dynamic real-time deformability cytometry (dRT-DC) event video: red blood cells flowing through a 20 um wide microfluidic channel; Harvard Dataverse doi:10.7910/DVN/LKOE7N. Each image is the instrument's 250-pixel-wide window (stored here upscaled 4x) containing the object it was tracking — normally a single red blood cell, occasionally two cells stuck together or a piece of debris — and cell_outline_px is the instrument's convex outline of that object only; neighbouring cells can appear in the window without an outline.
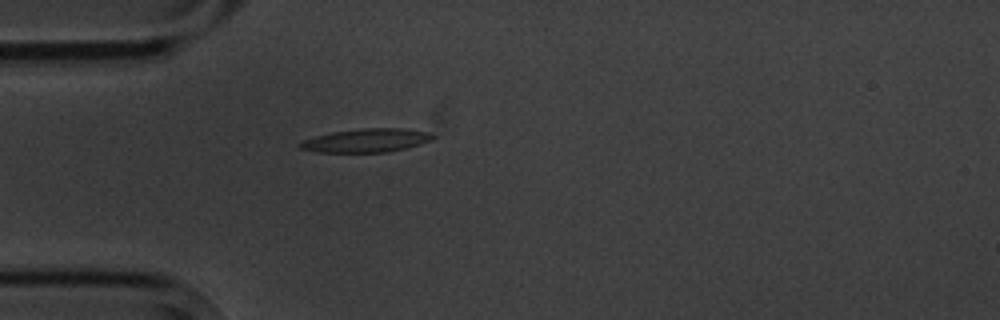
{"species": "common noctule bat (a hibernating species)", "species_latin": "Nyctalus noctula", "temperature_condition": "cold", "stored_images_in_passage": 1, "camera_frame_rate_fps": 3000, "um_per_image_px": 0.085, "animal": {"sex": "male", "body_mass_g": 20.1, "forearm_length_mm": 53.5}, "frame": {"image": 1, "passage_image": 1, "time_ms": 0.0, "image_size_px": [1000, 320], "cell_outline_px": [[436, 136], [432, 140], [420, 144], [388, 152], [316, 152], [300, 148], [296, 144], [300, 140], [332, 132], [360, 128], [400, 128], [428, 132]], "centroid_in_image_um": [31.09, 11.93], "position_along_channel_um": 53.9, "area_um2": 18.26}}